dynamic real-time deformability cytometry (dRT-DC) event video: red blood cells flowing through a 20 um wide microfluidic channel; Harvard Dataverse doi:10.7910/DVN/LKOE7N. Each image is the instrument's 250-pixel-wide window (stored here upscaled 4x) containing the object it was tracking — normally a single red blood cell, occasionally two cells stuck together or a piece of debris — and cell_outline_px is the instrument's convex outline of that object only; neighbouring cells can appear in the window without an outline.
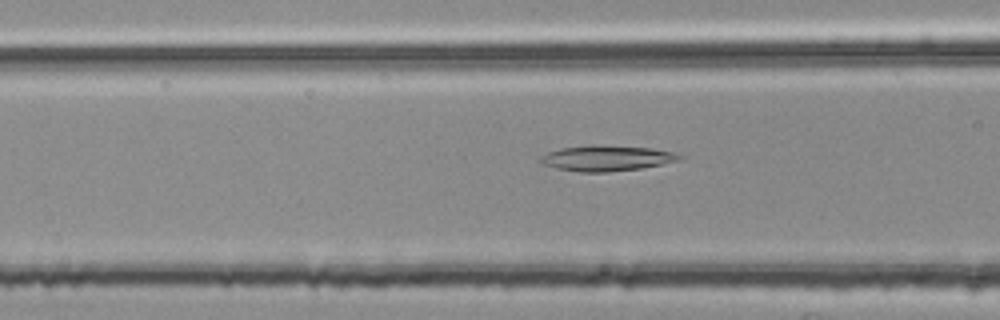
{"species": "common noctule bat (a hibernating species)", "species_latin": "Nyctalus noctula", "temperature_condition": "room temperature", "stored_images_in_passage": 37, "camera_frame_rate_fps": 3000, "um_per_image_px": 0.085, "animal": {"sex": "female", "body_mass_g": 25.1}, "frame": {"image": 1, "passage_image": 12, "time_ms": 3.667, "image_size_px": [1000, 320], "cell_outline_px": [[680, 156], [676, 160], [660, 164], [640, 168], [608, 172], [580, 172], [556, 168], [540, 164], [540, 156], [548, 152], [560, 148], [592, 144], [652, 148], [680, 152]], "centroid_in_image_um": [51.51, 13.43], "position_along_channel_um": 115.1, "area_um2": 20.75}}
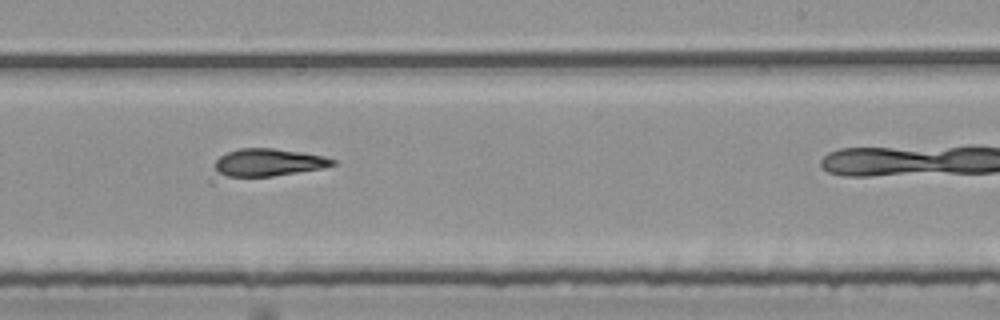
{"frame": {"image": 2, "passage_image": 24, "time_ms": 7.667, "image_size_px": [1000, 320], "cell_outline_px": [[336, 164], [320, 168], [272, 176], [228, 176], [220, 172], [216, 168], [216, 160], [220, 156], [228, 152], [240, 148], [272, 148], [304, 152], [324, 156], [336, 160]], "centroid_in_image_um": [22.86, 13.78], "position_along_channel_um": 266.1, "area_um2": 18.44}}
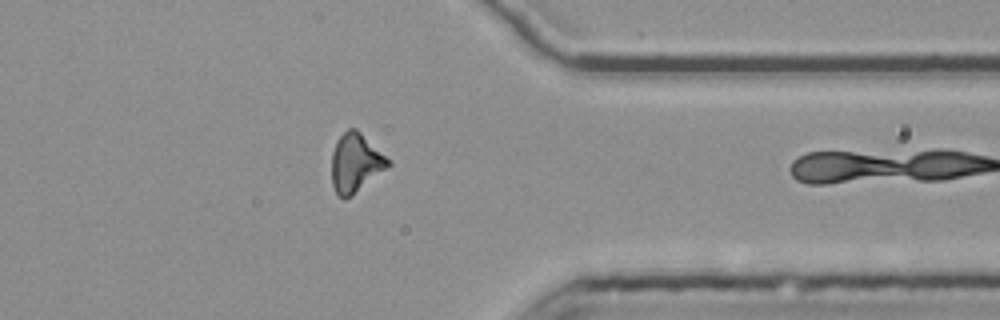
{"frame": {"image": 3, "passage_image": 34, "time_ms": 11.0, "image_size_px": [1000, 320], "cell_outline_px": [[392, 164], [352, 196], [344, 200], [336, 192], [332, 184], [332, 152], [336, 140], [348, 128], [356, 128], [392, 160]], "centroid_in_image_um": [30.24, 13.84], "position_along_channel_um": 381.2, "area_um2": 19.54}, "authors_computed_cell_mechanics": {"area_um2": 19.1318, "velocity_mm_per_s": 3.7789, "shape_relaxation_time_tau1_ms": null, "shape_relaxation_time_tau2_ms": 8.8403, "deformation_change_tau1": null, "deformation_change_tau2": 0.209}}